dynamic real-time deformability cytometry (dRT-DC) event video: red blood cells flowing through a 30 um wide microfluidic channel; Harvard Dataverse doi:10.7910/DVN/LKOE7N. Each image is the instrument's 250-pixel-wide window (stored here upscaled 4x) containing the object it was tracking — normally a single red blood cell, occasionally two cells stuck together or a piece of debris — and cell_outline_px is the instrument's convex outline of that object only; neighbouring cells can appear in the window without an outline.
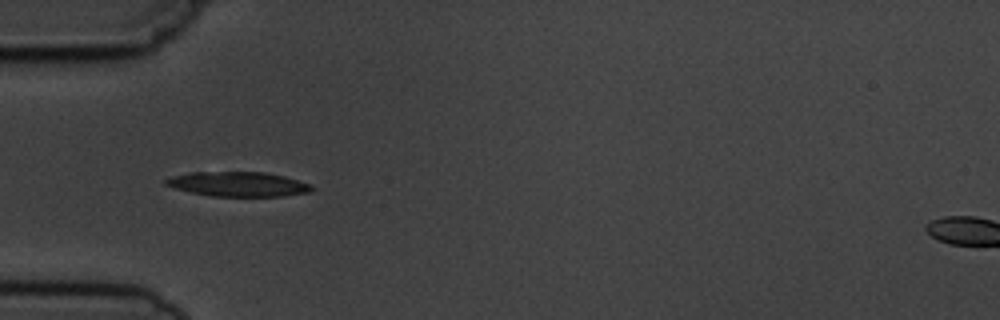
{"species": "common noctule bat (a hibernating species)", "species_latin": "Nyctalus noctula", "temperature_condition": "cold", "stored_images_in_passage": 5, "camera_frame_rate_fps": 3000, "um_per_image_px": 0.085, "animal": {"sex": "male", "body_mass_g": 19.5, "forearm_length_mm": 54.6}, "frame": {"image": 1, "passage_image": 4, "time_ms": 3.667, "image_size_px": [1000, 320], "cell_outline_px": [[316, 188], [308, 192], [280, 196], [212, 196], [192, 192], [176, 188], [164, 184], [164, 180], [172, 176], [188, 172], [264, 172], [284, 176], [312, 184]], "centroid_in_image_um": [20.26, 15.64], "position_along_channel_um": 64.7, "area_um2": 20.87}}
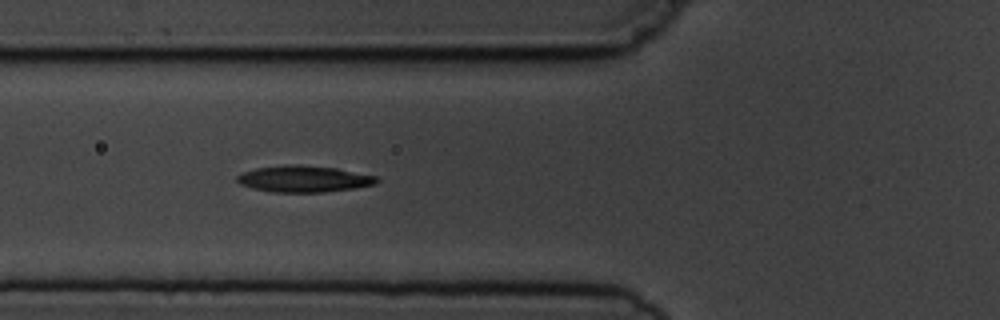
{"frame": {"image": 2, "passage_image": 5, "time_ms": 4.667, "image_size_px": [1000, 320], "cell_outline_px": [[380, 180], [376, 184], [356, 188], [324, 192], [272, 192], [252, 188], [240, 184], [236, 180], [236, 176], [244, 172], [256, 168], [284, 164], [300, 164], [336, 168], [376, 176]], "centroid_in_image_um": [25.83, 15.2], "position_along_channel_um": 100.0, "area_um2": 21.68}}